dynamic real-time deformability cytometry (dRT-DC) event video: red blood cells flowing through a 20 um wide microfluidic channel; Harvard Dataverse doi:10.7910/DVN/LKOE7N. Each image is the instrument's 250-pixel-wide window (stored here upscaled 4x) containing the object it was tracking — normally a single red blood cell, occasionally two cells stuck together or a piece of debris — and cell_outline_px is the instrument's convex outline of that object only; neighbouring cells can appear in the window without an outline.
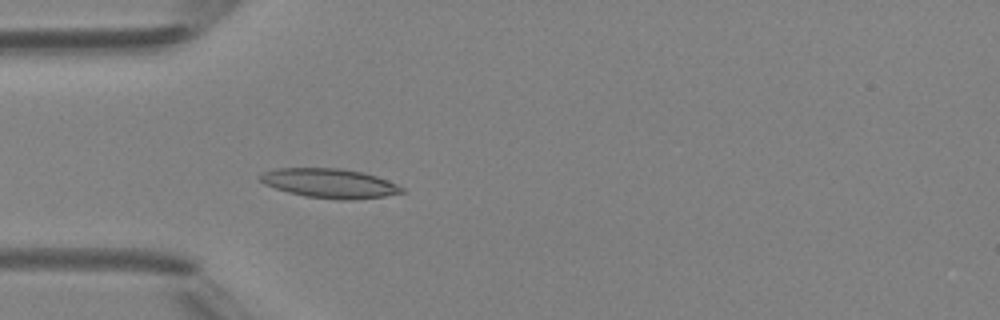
{"species": "Egyptian fruit bat (a non-hibernating species)", "species_latin": "Rousettus aegyptiacus", "temperature_condition": "room temperature", "stored_images_in_passage": 4, "camera_frame_rate_fps": 3000, "um_per_image_px": 0.085, "animal": {"sex": "female"}, "frame": {"image": 1, "passage_image": 4, "time_ms": 3.333, "image_size_px": [1000, 320], "cell_outline_px": [[404, 192], [384, 196], [352, 200], [340, 200], [304, 196], [288, 192], [264, 184], [256, 176], [264, 172], [276, 168], [344, 168], [364, 172], [388, 180], [404, 188]], "centroid_in_image_um": [28.01, 15.57], "position_along_channel_um": 57.0, "area_um2": 24.39}}